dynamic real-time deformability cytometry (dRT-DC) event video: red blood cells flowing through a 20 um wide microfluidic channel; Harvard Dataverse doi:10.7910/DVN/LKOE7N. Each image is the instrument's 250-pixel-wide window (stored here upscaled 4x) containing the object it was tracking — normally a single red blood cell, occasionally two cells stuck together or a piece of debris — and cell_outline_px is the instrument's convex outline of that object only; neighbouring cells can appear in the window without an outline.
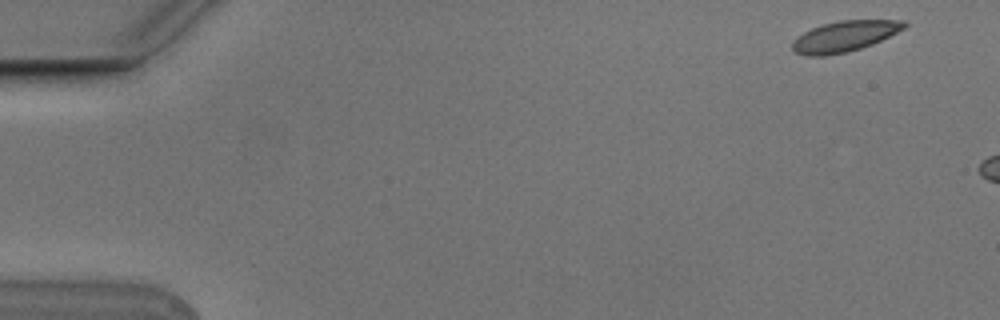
{"species": "Egyptian fruit bat (a non-hibernating species)", "species_latin": "Rousettus aegyptiacus", "temperature_condition": "cold", "stored_images_in_passage": 4, "camera_frame_rate_fps": 3000, "um_per_image_px": 0.085, "animal": {"sex": "male"}, "frame": {"image": 1, "passage_image": 1, "time_ms": 0.0, "image_size_px": [1000, 320], "cell_outline_px": [[908, 24], [904, 28], [872, 44], [860, 48], [844, 52], [824, 56], [808, 56], [796, 52], [792, 48], [792, 40], [796, 36], [812, 28], [824, 24], [840, 20], [904, 20]], "centroid_in_image_um": [71.75, 3.08], "position_along_channel_um": 13.2, "area_um2": 19.77}}